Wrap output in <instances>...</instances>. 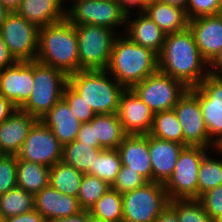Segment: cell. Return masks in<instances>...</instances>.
I'll return each instance as SVG.
<instances>
[{
    "instance_id": "obj_12",
    "label": "cell",
    "mask_w": 222,
    "mask_h": 222,
    "mask_svg": "<svg viewBox=\"0 0 222 222\" xmlns=\"http://www.w3.org/2000/svg\"><path fill=\"white\" fill-rule=\"evenodd\" d=\"M63 145L54 133L41 120L30 128L23 145L17 154L19 159L52 167L62 160Z\"/></svg>"
},
{
    "instance_id": "obj_6",
    "label": "cell",
    "mask_w": 222,
    "mask_h": 222,
    "mask_svg": "<svg viewBox=\"0 0 222 222\" xmlns=\"http://www.w3.org/2000/svg\"><path fill=\"white\" fill-rule=\"evenodd\" d=\"M78 38L79 71L106 70L110 63L115 30L84 24L75 26Z\"/></svg>"
},
{
    "instance_id": "obj_35",
    "label": "cell",
    "mask_w": 222,
    "mask_h": 222,
    "mask_svg": "<svg viewBox=\"0 0 222 222\" xmlns=\"http://www.w3.org/2000/svg\"><path fill=\"white\" fill-rule=\"evenodd\" d=\"M111 186L102 179L84 174L77 199L83 210H88L98 201Z\"/></svg>"
},
{
    "instance_id": "obj_39",
    "label": "cell",
    "mask_w": 222,
    "mask_h": 222,
    "mask_svg": "<svg viewBox=\"0 0 222 222\" xmlns=\"http://www.w3.org/2000/svg\"><path fill=\"white\" fill-rule=\"evenodd\" d=\"M63 99L82 123L89 122L96 115L93 109L68 84L64 88Z\"/></svg>"
},
{
    "instance_id": "obj_19",
    "label": "cell",
    "mask_w": 222,
    "mask_h": 222,
    "mask_svg": "<svg viewBox=\"0 0 222 222\" xmlns=\"http://www.w3.org/2000/svg\"><path fill=\"white\" fill-rule=\"evenodd\" d=\"M185 145L161 140L148 134V150L152 165V182L165 183L174 172L179 154Z\"/></svg>"
},
{
    "instance_id": "obj_25",
    "label": "cell",
    "mask_w": 222,
    "mask_h": 222,
    "mask_svg": "<svg viewBox=\"0 0 222 222\" xmlns=\"http://www.w3.org/2000/svg\"><path fill=\"white\" fill-rule=\"evenodd\" d=\"M167 35L185 30L189 27V19L185 9L156 1L148 3L141 9Z\"/></svg>"
},
{
    "instance_id": "obj_23",
    "label": "cell",
    "mask_w": 222,
    "mask_h": 222,
    "mask_svg": "<svg viewBox=\"0 0 222 222\" xmlns=\"http://www.w3.org/2000/svg\"><path fill=\"white\" fill-rule=\"evenodd\" d=\"M64 1L65 0H21L15 12L28 22L41 28L66 19V10L63 7Z\"/></svg>"
},
{
    "instance_id": "obj_16",
    "label": "cell",
    "mask_w": 222,
    "mask_h": 222,
    "mask_svg": "<svg viewBox=\"0 0 222 222\" xmlns=\"http://www.w3.org/2000/svg\"><path fill=\"white\" fill-rule=\"evenodd\" d=\"M153 112L133 89H125L120 96L117 115L126 134H149Z\"/></svg>"
},
{
    "instance_id": "obj_30",
    "label": "cell",
    "mask_w": 222,
    "mask_h": 222,
    "mask_svg": "<svg viewBox=\"0 0 222 222\" xmlns=\"http://www.w3.org/2000/svg\"><path fill=\"white\" fill-rule=\"evenodd\" d=\"M150 136L183 144V131L174 109L153 114Z\"/></svg>"
},
{
    "instance_id": "obj_9",
    "label": "cell",
    "mask_w": 222,
    "mask_h": 222,
    "mask_svg": "<svg viewBox=\"0 0 222 222\" xmlns=\"http://www.w3.org/2000/svg\"><path fill=\"white\" fill-rule=\"evenodd\" d=\"M209 148L185 146L179 154L174 172L164 183L170 200L197 199L198 171Z\"/></svg>"
},
{
    "instance_id": "obj_43",
    "label": "cell",
    "mask_w": 222,
    "mask_h": 222,
    "mask_svg": "<svg viewBox=\"0 0 222 222\" xmlns=\"http://www.w3.org/2000/svg\"><path fill=\"white\" fill-rule=\"evenodd\" d=\"M17 61L10 53L8 46L3 40L2 34L0 33V72L4 69L14 65Z\"/></svg>"
},
{
    "instance_id": "obj_45",
    "label": "cell",
    "mask_w": 222,
    "mask_h": 222,
    "mask_svg": "<svg viewBox=\"0 0 222 222\" xmlns=\"http://www.w3.org/2000/svg\"><path fill=\"white\" fill-rule=\"evenodd\" d=\"M17 108L0 93V123L5 121Z\"/></svg>"
},
{
    "instance_id": "obj_56",
    "label": "cell",
    "mask_w": 222,
    "mask_h": 222,
    "mask_svg": "<svg viewBox=\"0 0 222 222\" xmlns=\"http://www.w3.org/2000/svg\"><path fill=\"white\" fill-rule=\"evenodd\" d=\"M213 222H222V217H221V218H218V219L213 220Z\"/></svg>"
},
{
    "instance_id": "obj_34",
    "label": "cell",
    "mask_w": 222,
    "mask_h": 222,
    "mask_svg": "<svg viewBox=\"0 0 222 222\" xmlns=\"http://www.w3.org/2000/svg\"><path fill=\"white\" fill-rule=\"evenodd\" d=\"M219 185H222V160L206 154L198 171L197 199Z\"/></svg>"
},
{
    "instance_id": "obj_10",
    "label": "cell",
    "mask_w": 222,
    "mask_h": 222,
    "mask_svg": "<svg viewBox=\"0 0 222 222\" xmlns=\"http://www.w3.org/2000/svg\"><path fill=\"white\" fill-rule=\"evenodd\" d=\"M132 89L150 110L156 113L173 109L189 88L157 70Z\"/></svg>"
},
{
    "instance_id": "obj_20",
    "label": "cell",
    "mask_w": 222,
    "mask_h": 222,
    "mask_svg": "<svg viewBox=\"0 0 222 222\" xmlns=\"http://www.w3.org/2000/svg\"><path fill=\"white\" fill-rule=\"evenodd\" d=\"M36 121L35 117L17 108L5 121L0 123V152L2 155H17L30 128Z\"/></svg>"
},
{
    "instance_id": "obj_18",
    "label": "cell",
    "mask_w": 222,
    "mask_h": 222,
    "mask_svg": "<svg viewBox=\"0 0 222 222\" xmlns=\"http://www.w3.org/2000/svg\"><path fill=\"white\" fill-rule=\"evenodd\" d=\"M35 209L46 219H62L83 211L77 197L69 196L50 185L34 196Z\"/></svg>"
},
{
    "instance_id": "obj_11",
    "label": "cell",
    "mask_w": 222,
    "mask_h": 222,
    "mask_svg": "<svg viewBox=\"0 0 222 222\" xmlns=\"http://www.w3.org/2000/svg\"><path fill=\"white\" fill-rule=\"evenodd\" d=\"M0 33L16 61L36 60L39 28L35 24L11 11L1 25Z\"/></svg>"
},
{
    "instance_id": "obj_7",
    "label": "cell",
    "mask_w": 222,
    "mask_h": 222,
    "mask_svg": "<svg viewBox=\"0 0 222 222\" xmlns=\"http://www.w3.org/2000/svg\"><path fill=\"white\" fill-rule=\"evenodd\" d=\"M122 222H154L169 206L164 184L147 182L144 186L122 194Z\"/></svg>"
},
{
    "instance_id": "obj_38",
    "label": "cell",
    "mask_w": 222,
    "mask_h": 222,
    "mask_svg": "<svg viewBox=\"0 0 222 222\" xmlns=\"http://www.w3.org/2000/svg\"><path fill=\"white\" fill-rule=\"evenodd\" d=\"M17 155L0 157V195L17 187Z\"/></svg>"
},
{
    "instance_id": "obj_22",
    "label": "cell",
    "mask_w": 222,
    "mask_h": 222,
    "mask_svg": "<svg viewBox=\"0 0 222 222\" xmlns=\"http://www.w3.org/2000/svg\"><path fill=\"white\" fill-rule=\"evenodd\" d=\"M131 9L126 16V37L142 47L151 49L157 55L161 52L166 34L160 27L142 10H139V16L131 17Z\"/></svg>"
},
{
    "instance_id": "obj_4",
    "label": "cell",
    "mask_w": 222,
    "mask_h": 222,
    "mask_svg": "<svg viewBox=\"0 0 222 222\" xmlns=\"http://www.w3.org/2000/svg\"><path fill=\"white\" fill-rule=\"evenodd\" d=\"M112 79V80H111ZM68 85L95 114L117 113L125 88L107 70H81L68 75Z\"/></svg>"
},
{
    "instance_id": "obj_57",
    "label": "cell",
    "mask_w": 222,
    "mask_h": 222,
    "mask_svg": "<svg viewBox=\"0 0 222 222\" xmlns=\"http://www.w3.org/2000/svg\"><path fill=\"white\" fill-rule=\"evenodd\" d=\"M127 5L132 1V0H123Z\"/></svg>"
},
{
    "instance_id": "obj_46",
    "label": "cell",
    "mask_w": 222,
    "mask_h": 222,
    "mask_svg": "<svg viewBox=\"0 0 222 222\" xmlns=\"http://www.w3.org/2000/svg\"><path fill=\"white\" fill-rule=\"evenodd\" d=\"M91 216L88 210H83L80 213L73 215L71 217L62 219H52L48 222H90Z\"/></svg>"
},
{
    "instance_id": "obj_8",
    "label": "cell",
    "mask_w": 222,
    "mask_h": 222,
    "mask_svg": "<svg viewBox=\"0 0 222 222\" xmlns=\"http://www.w3.org/2000/svg\"><path fill=\"white\" fill-rule=\"evenodd\" d=\"M129 8L123 0H84L66 8V19L74 26L90 24L116 30L125 27Z\"/></svg>"
},
{
    "instance_id": "obj_42",
    "label": "cell",
    "mask_w": 222,
    "mask_h": 222,
    "mask_svg": "<svg viewBox=\"0 0 222 222\" xmlns=\"http://www.w3.org/2000/svg\"><path fill=\"white\" fill-rule=\"evenodd\" d=\"M75 140L81 143L91 144V146L95 148H101L99 142L94 141V127L89 122L81 124Z\"/></svg>"
},
{
    "instance_id": "obj_17",
    "label": "cell",
    "mask_w": 222,
    "mask_h": 222,
    "mask_svg": "<svg viewBox=\"0 0 222 222\" xmlns=\"http://www.w3.org/2000/svg\"><path fill=\"white\" fill-rule=\"evenodd\" d=\"M198 49L208 64L222 50V17L219 14L189 20Z\"/></svg>"
},
{
    "instance_id": "obj_2",
    "label": "cell",
    "mask_w": 222,
    "mask_h": 222,
    "mask_svg": "<svg viewBox=\"0 0 222 222\" xmlns=\"http://www.w3.org/2000/svg\"><path fill=\"white\" fill-rule=\"evenodd\" d=\"M36 61L64 71H79L78 38L67 19L39 28Z\"/></svg>"
},
{
    "instance_id": "obj_33",
    "label": "cell",
    "mask_w": 222,
    "mask_h": 222,
    "mask_svg": "<svg viewBox=\"0 0 222 222\" xmlns=\"http://www.w3.org/2000/svg\"><path fill=\"white\" fill-rule=\"evenodd\" d=\"M35 208L34 195L15 187L0 195V212L4 218L26 214Z\"/></svg>"
},
{
    "instance_id": "obj_26",
    "label": "cell",
    "mask_w": 222,
    "mask_h": 222,
    "mask_svg": "<svg viewBox=\"0 0 222 222\" xmlns=\"http://www.w3.org/2000/svg\"><path fill=\"white\" fill-rule=\"evenodd\" d=\"M89 123L94 127V141L102 149H117L127 135L117 113L97 114Z\"/></svg>"
},
{
    "instance_id": "obj_28",
    "label": "cell",
    "mask_w": 222,
    "mask_h": 222,
    "mask_svg": "<svg viewBox=\"0 0 222 222\" xmlns=\"http://www.w3.org/2000/svg\"><path fill=\"white\" fill-rule=\"evenodd\" d=\"M83 173L60 161L50 167L49 185L69 196L77 197Z\"/></svg>"
},
{
    "instance_id": "obj_54",
    "label": "cell",
    "mask_w": 222,
    "mask_h": 222,
    "mask_svg": "<svg viewBox=\"0 0 222 222\" xmlns=\"http://www.w3.org/2000/svg\"><path fill=\"white\" fill-rule=\"evenodd\" d=\"M90 222H107V221H101V220H98V219H95V218L91 217V221Z\"/></svg>"
},
{
    "instance_id": "obj_48",
    "label": "cell",
    "mask_w": 222,
    "mask_h": 222,
    "mask_svg": "<svg viewBox=\"0 0 222 222\" xmlns=\"http://www.w3.org/2000/svg\"><path fill=\"white\" fill-rule=\"evenodd\" d=\"M154 222H179L175 212L168 206Z\"/></svg>"
},
{
    "instance_id": "obj_58",
    "label": "cell",
    "mask_w": 222,
    "mask_h": 222,
    "mask_svg": "<svg viewBox=\"0 0 222 222\" xmlns=\"http://www.w3.org/2000/svg\"><path fill=\"white\" fill-rule=\"evenodd\" d=\"M219 15L222 17V4H221V9H220Z\"/></svg>"
},
{
    "instance_id": "obj_59",
    "label": "cell",
    "mask_w": 222,
    "mask_h": 222,
    "mask_svg": "<svg viewBox=\"0 0 222 222\" xmlns=\"http://www.w3.org/2000/svg\"><path fill=\"white\" fill-rule=\"evenodd\" d=\"M72 1V0H71ZM74 2H80V1H84V0H73Z\"/></svg>"
},
{
    "instance_id": "obj_27",
    "label": "cell",
    "mask_w": 222,
    "mask_h": 222,
    "mask_svg": "<svg viewBox=\"0 0 222 222\" xmlns=\"http://www.w3.org/2000/svg\"><path fill=\"white\" fill-rule=\"evenodd\" d=\"M50 167L17 157V187L34 196L49 185Z\"/></svg>"
},
{
    "instance_id": "obj_24",
    "label": "cell",
    "mask_w": 222,
    "mask_h": 222,
    "mask_svg": "<svg viewBox=\"0 0 222 222\" xmlns=\"http://www.w3.org/2000/svg\"><path fill=\"white\" fill-rule=\"evenodd\" d=\"M64 146L77 137L82 122L73 114L67 102L60 99L41 119Z\"/></svg>"
},
{
    "instance_id": "obj_32",
    "label": "cell",
    "mask_w": 222,
    "mask_h": 222,
    "mask_svg": "<svg viewBox=\"0 0 222 222\" xmlns=\"http://www.w3.org/2000/svg\"><path fill=\"white\" fill-rule=\"evenodd\" d=\"M121 166V157L117 149H102L95 157L94 166L90 167L86 174L96 176L112 186Z\"/></svg>"
},
{
    "instance_id": "obj_47",
    "label": "cell",
    "mask_w": 222,
    "mask_h": 222,
    "mask_svg": "<svg viewBox=\"0 0 222 222\" xmlns=\"http://www.w3.org/2000/svg\"><path fill=\"white\" fill-rule=\"evenodd\" d=\"M209 74L222 76V50L209 63Z\"/></svg>"
},
{
    "instance_id": "obj_50",
    "label": "cell",
    "mask_w": 222,
    "mask_h": 222,
    "mask_svg": "<svg viewBox=\"0 0 222 222\" xmlns=\"http://www.w3.org/2000/svg\"><path fill=\"white\" fill-rule=\"evenodd\" d=\"M0 2L10 11H15L19 6L21 0H0Z\"/></svg>"
},
{
    "instance_id": "obj_52",
    "label": "cell",
    "mask_w": 222,
    "mask_h": 222,
    "mask_svg": "<svg viewBox=\"0 0 222 222\" xmlns=\"http://www.w3.org/2000/svg\"><path fill=\"white\" fill-rule=\"evenodd\" d=\"M11 11L0 2V27Z\"/></svg>"
},
{
    "instance_id": "obj_15",
    "label": "cell",
    "mask_w": 222,
    "mask_h": 222,
    "mask_svg": "<svg viewBox=\"0 0 222 222\" xmlns=\"http://www.w3.org/2000/svg\"><path fill=\"white\" fill-rule=\"evenodd\" d=\"M33 89V61L16 62L0 73V93L16 108H21Z\"/></svg>"
},
{
    "instance_id": "obj_21",
    "label": "cell",
    "mask_w": 222,
    "mask_h": 222,
    "mask_svg": "<svg viewBox=\"0 0 222 222\" xmlns=\"http://www.w3.org/2000/svg\"><path fill=\"white\" fill-rule=\"evenodd\" d=\"M121 163L152 182V165L148 150V134H127L117 148Z\"/></svg>"
},
{
    "instance_id": "obj_31",
    "label": "cell",
    "mask_w": 222,
    "mask_h": 222,
    "mask_svg": "<svg viewBox=\"0 0 222 222\" xmlns=\"http://www.w3.org/2000/svg\"><path fill=\"white\" fill-rule=\"evenodd\" d=\"M92 218L107 222L123 221L122 194L110 188L95 204L89 209Z\"/></svg>"
},
{
    "instance_id": "obj_41",
    "label": "cell",
    "mask_w": 222,
    "mask_h": 222,
    "mask_svg": "<svg viewBox=\"0 0 222 222\" xmlns=\"http://www.w3.org/2000/svg\"><path fill=\"white\" fill-rule=\"evenodd\" d=\"M198 200L212 220L222 217V185L202 194Z\"/></svg>"
},
{
    "instance_id": "obj_49",
    "label": "cell",
    "mask_w": 222,
    "mask_h": 222,
    "mask_svg": "<svg viewBox=\"0 0 222 222\" xmlns=\"http://www.w3.org/2000/svg\"><path fill=\"white\" fill-rule=\"evenodd\" d=\"M156 1H160V0H132L129 4H128V8L130 9L131 6L133 8L136 7L138 8V10H141L144 6H146L148 3H153Z\"/></svg>"
},
{
    "instance_id": "obj_3",
    "label": "cell",
    "mask_w": 222,
    "mask_h": 222,
    "mask_svg": "<svg viewBox=\"0 0 222 222\" xmlns=\"http://www.w3.org/2000/svg\"><path fill=\"white\" fill-rule=\"evenodd\" d=\"M158 55L125 37H116L107 72L125 89H132L158 70Z\"/></svg>"
},
{
    "instance_id": "obj_14",
    "label": "cell",
    "mask_w": 222,
    "mask_h": 222,
    "mask_svg": "<svg viewBox=\"0 0 222 222\" xmlns=\"http://www.w3.org/2000/svg\"><path fill=\"white\" fill-rule=\"evenodd\" d=\"M190 90L199 98L209 138L214 141L222 135V76L208 74Z\"/></svg>"
},
{
    "instance_id": "obj_53",
    "label": "cell",
    "mask_w": 222,
    "mask_h": 222,
    "mask_svg": "<svg viewBox=\"0 0 222 222\" xmlns=\"http://www.w3.org/2000/svg\"><path fill=\"white\" fill-rule=\"evenodd\" d=\"M212 150L220 152L222 154V135L213 141Z\"/></svg>"
},
{
    "instance_id": "obj_55",
    "label": "cell",
    "mask_w": 222,
    "mask_h": 222,
    "mask_svg": "<svg viewBox=\"0 0 222 222\" xmlns=\"http://www.w3.org/2000/svg\"><path fill=\"white\" fill-rule=\"evenodd\" d=\"M0 222H4L3 214L0 212Z\"/></svg>"
},
{
    "instance_id": "obj_13",
    "label": "cell",
    "mask_w": 222,
    "mask_h": 222,
    "mask_svg": "<svg viewBox=\"0 0 222 222\" xmlns=\"http://www.w3.org/2000/svg\"><path fill=\"white\" fill-rule=\"evenodd\" d=\"M183 131V145L212 148L213 141L202 115L199 98L188 89L174 106Z\"/></svg>"
},
{
    "instance_id": "obj_1",
    "label": "cell",
    "mask_w": 222,
    "mask_h": 222,
    "mask_svg": "<svg viewBox=\"0 0 222 222\" xmlns=\"http://www.w3.org/2000/svg\"><path fill=\"white\" fill-rule=\"evenodd\" d=\"M157 59L158 71L179 80L189 89L197 87L209 74V64L202 57L189 27L167 34Z\"/></svg>"
},
{
    "instance_id": "obj_51",
    "label": "cell",
    "mask_w": 222,
    "mask_h": 222,
    "mask_svg": "<svg viewBox=\"0 0 222 222\" xmlns=\"http://www.w3.org/2000/svg\"><path fill=\"white\" fill-rule=\"evenodd\" d=\"M161 2L167 3L169 5L181 7L186 10V5L188 0H160Z\"/></svg>"
},
{
    "instance_id": "obj_5",
    "label": "cell",
    "mask_w": 222,
    "mask_h": 222,
    "mask_svg": "<svg viewBox=\"0 0 222 222\" xmlns=\"http://www.w3.org/2000/svg\"><path fill=\"white\" fill-rule=\"evenodd\" d=\"M68 84V75L57 68L33 61V89L20 108L40 120L60 99Z\"/></svg>"
},
{
    "instance_id": "obj_37",
    "label": "cell",
    "mask_w": 222,
    "mask_h": 222,
    "mask_svg": "<svg viewBox=\"0 0 222 222\" xmlns=\"http://www.w3.org/2000/svg\"><path fill=\"white\" fill-rule=\"evenodd\" d=\"M148 181L137 171L122 165L111 188L123 194L144 186Z\"/></svg>"
},
{
    "instance_id": "obj_36",
    "label": "cell",
    "mask_w": 222,
    "mask_h": 222,
    "mask_svg": "<svg viewBox=\"0 0 222 222\" xmlns=\"http://www.w3.org/2000/svg\"><path fill=\"white\" fill-rule=\"evenodd\" d=\"M169 207L179 222H213L198 199H173L169 201Z\"/></svg>"
},
{
    "instance_id": "obj_44",
    "label": "cell",
    "mask_w": 222,
    "mask_h": 222,
    "mask_svg": "<svg viewBox=\"0 0 222 222\" xmlns=\"http://www.w3.org/2000/svg\"><path fill=\"white\" fill-rule=\"evenodd\" d=\"M4 222H47L46 219L34 208L26 214L4 218Z\"/></svg>"
},
{
    "instance_id": "obj_29",
    "label": "cell",
    "mask_w": 222,
    "mask_h": 222,
    "mask_svg": "<svg viewBox=\"0 0 222 222\" xmlns=\"http://www.w3.org/2000/svg\"><path fill=\"white\" fill-rule=\"evenodd\" d=\"M101 150L102 148H95L91 144L74 140L63 146L61 161L86 174L90 170V167L94 166L95 157Z\"/></svg>"
},
{
    "instance_id": "obj_40",
    "label": "cell",
    "mask_w": 222,
    "mask_h": 222,
    "mask_svg": "<svg viewBox=\"0 0 222 222\" xmlns=\"http://www.w3.org/2000/svg\"><path fill=\"white\" fill-rule=\"evenodd\" d=\"M222 0H188L186 14L189 20L219 14Z\"/></svg>"
}]
</instances>
